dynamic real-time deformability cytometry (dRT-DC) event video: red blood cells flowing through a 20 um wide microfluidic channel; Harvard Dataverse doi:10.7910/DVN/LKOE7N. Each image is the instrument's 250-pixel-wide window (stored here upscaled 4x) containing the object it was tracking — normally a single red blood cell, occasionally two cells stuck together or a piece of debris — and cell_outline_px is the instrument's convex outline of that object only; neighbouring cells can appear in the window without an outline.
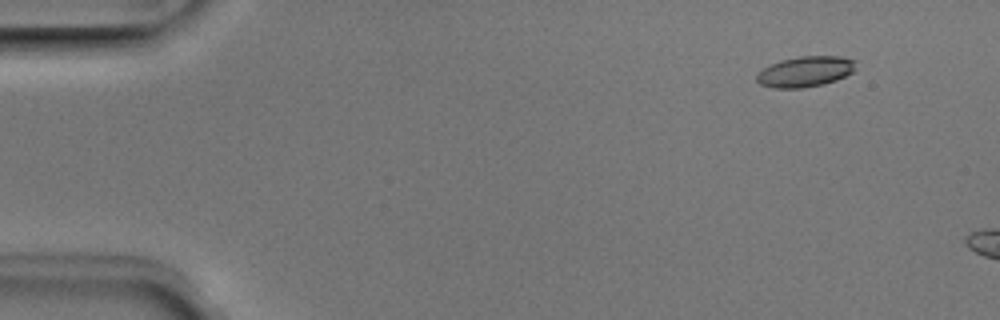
{"species": "Egyptian fruit bat (a non-hibernating species)", "species_latin": "Rousettus aegyptiacus", "temperature_condition": "room temperature", "stored_images_in_passage": 3, "camera_frame_rate_fps": 3000, "um_per_image_px": 0.085, "animal": {"sex": "male"}, "frame": {"image": 1, "passage_image": 2, "time_ms": 0.333, "image_size_px": [1000, 320], "cell_outline_px": [[856, 68], [852, 72], [836, 80], [824, 84], [800, 88], [772, 88], [760, 84], [756, 80], [756, 72], [780, 60], [800, 56], [840, 56], [856, 60]], "centroid_in_image_um": [68.44, 6.08], "position_along_channel_um": 16.6, "area_um2": 17.74}}